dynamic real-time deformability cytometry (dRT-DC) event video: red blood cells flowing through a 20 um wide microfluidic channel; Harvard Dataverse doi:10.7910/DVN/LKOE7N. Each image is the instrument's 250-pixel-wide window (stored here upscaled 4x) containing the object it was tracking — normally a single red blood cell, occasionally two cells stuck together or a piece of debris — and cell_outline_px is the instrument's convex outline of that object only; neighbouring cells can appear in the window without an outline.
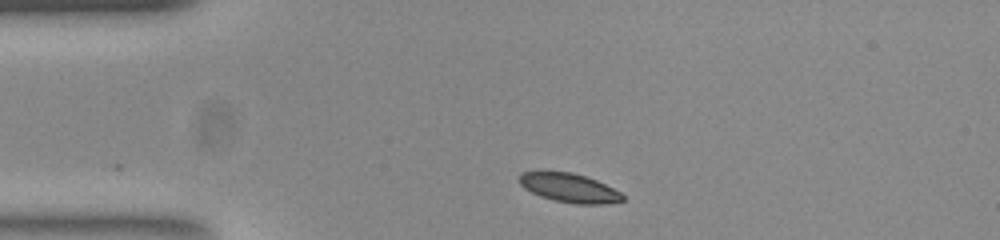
{"species": "common noctule bat (a hibernating species)", "species_latin": "Nyctalus noctula", "temperature_condition": "room temperature", "stored_images_in_passage": 42, "camera_frame_rate_fps": 3000, "um_per_image_px": 0.085, "animal": {"sex": "female", "body_mass_g": 23.0, "forearm_length_mm": 53.4}, "frame": {"image": 1, "passage_image": 1, "time_ms": 0.0, "image_size_px": [1000, 240], "cell_outline_px": [[624, 200], [604, 204], [576, 204], [556, 200], [540, 196], [524, 188], [520, 184], [520, 176], [524, 172], [572, 172], [596, 180], [620, 192], [624, 196]], "centroid_in_image_um": [48.41, 15.98], "position_along_channel_um": 36.6, "area_um2": 17.05}}
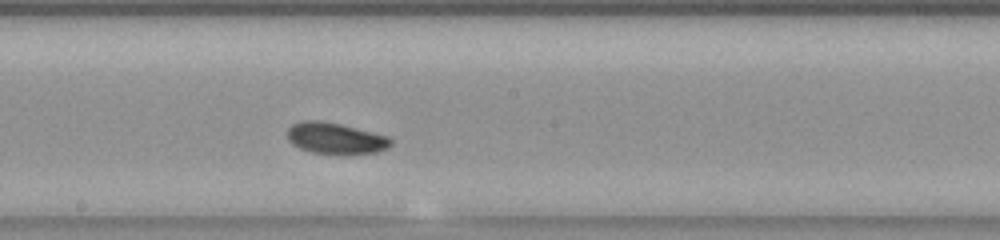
{"frame": {"image": 2, "passage_image": 18, "time_ms": 5.667, "image_size_px": [1000, 240], "cell_outline_px": [[392, 144], [388, 148], [380, 152], [312, 152], [300, 148], [292, 144], [288, 140], [288, 128], [292, 124], [300, 120], [320, 120], [340, 124], [388, 136], [392, 140]], "centroid_in_image_um": [28.49, 11.72], "position_along_channel_um": 219.7, "area_um2": 18.38}}
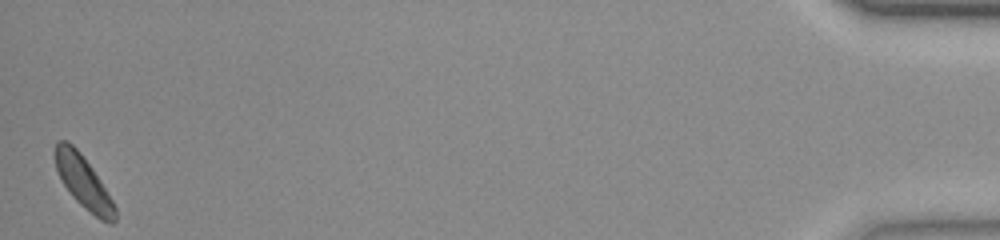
{"frame": {"image": 3, "passage_image": 42, "time_ms": 13.667, "image_size_px": [1000, 240], "cell_outline_px": [[116, 220], [112, 224], [108, 224], [100, 220], [80, 204], [72, 196], [64, 184], [56, 168], [52, 152], [56, 144], [60, 140], [68, 140], [80, 152], [92, 168], [100, 180], [112, 200], [116, 208]], "centroid_in_image_um": [7.08, 15.47], "position_along_channel_um": 428.1, "area_um2": 18.26}}